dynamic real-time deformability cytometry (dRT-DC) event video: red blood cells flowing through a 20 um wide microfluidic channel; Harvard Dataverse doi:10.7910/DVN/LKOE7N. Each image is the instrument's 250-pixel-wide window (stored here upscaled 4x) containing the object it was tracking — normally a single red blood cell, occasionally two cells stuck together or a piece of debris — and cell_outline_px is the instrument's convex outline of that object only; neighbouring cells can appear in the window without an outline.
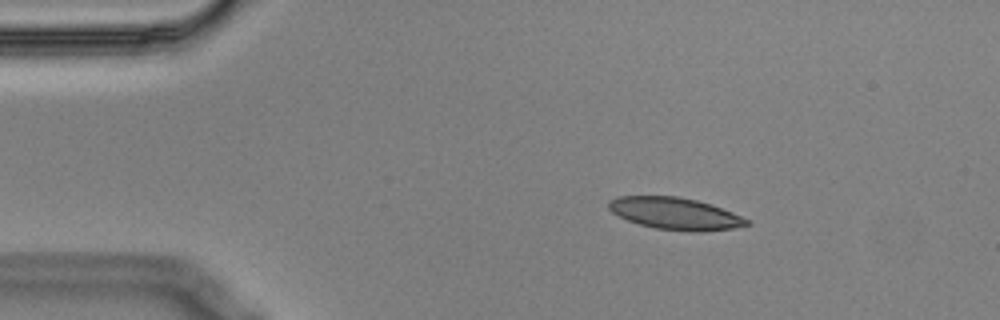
{"species": "Egyptian fruit bat (a non-hibernating species)", "species_latin": "Rousettus aegyptiacus", "temperature_condition": "cold", "stored_images_in_passage": 48, "camera_frame_rate_fps": 3000, "um_per_image_px": 0.085, "animal": {"sex": "male"}, "frame": {"image": 1, "passage_image": 1, "time_ms": 0.0, "image_size_px": [1000, 320], "cell_outline_px": [[752, 224], [732, 228], [696, 232], [656, 228], [640, 224], [628, 220], [612, 212], [608, 208], [608, 200], [616, 196], [676, 196], [696, 200], [712, 204], [752, 220]], "centroid_in_image_um": [57.41, 18.14], "position_along_channel_um": 27.6, "area_um2": 25.72}}
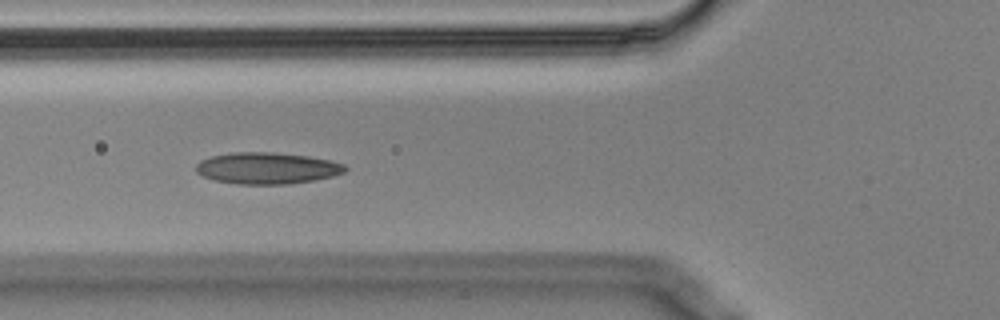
{"frame": {"image": 2, "passage_image": 12, "time_ms": 3.667, "image_size_px": [1000, 320], "cell_outline_px": [[348, 168], [344, 172], [332, 176], [312, 180], [288, 184], [236, 184], [216, 180], [204, 176], [196, 172], [196, 164], [200, 160], [212, 156], [232, 152], [272, 152], [308, 156], [328, 160], [344, 164]], "centroid_in_image_um": [22.68, 14.29], "position_along_channel_um": 103.1, "area_um2": 27.22}}
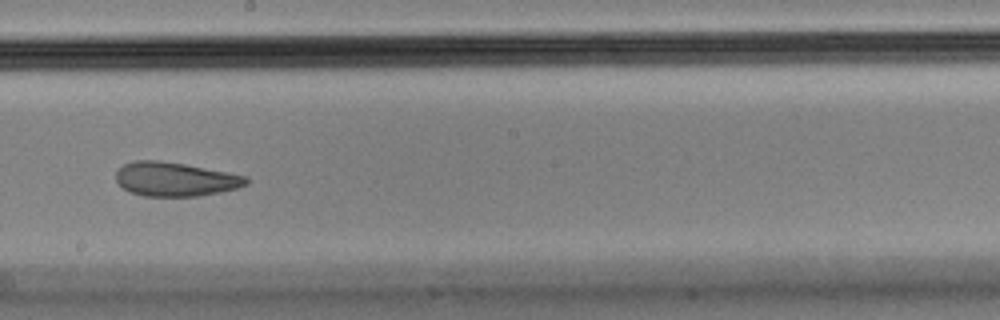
{"frame": {"image": 3, "passage_image": 23, "time_ms": 7.333, "image_size_px": [1000, 320], "cell_outline_px": [[248, 184], [236, 188], [220, 192], [196, 196], [144, 196], [128, 192], [116, 180], [116, 172], [124, 164], [132, 160], [160, 160], [184, 164], [248, 176]], "centroid_in_image_um": [14.88, 15.23], "position_along_channel_um": 233.3, "area_um2": 25.78}, "authors_computed_cell_mechanics": {"area_um2": 27.1949, "velocity_mm_per_s": 3.5429, "shape_relaxation_time_tau1_ms": null, "shape_relaxation_time_tau2_ms": 3.1856, "deformation_change_tau1": null, "deformation_change_tau2": 0.0865}}